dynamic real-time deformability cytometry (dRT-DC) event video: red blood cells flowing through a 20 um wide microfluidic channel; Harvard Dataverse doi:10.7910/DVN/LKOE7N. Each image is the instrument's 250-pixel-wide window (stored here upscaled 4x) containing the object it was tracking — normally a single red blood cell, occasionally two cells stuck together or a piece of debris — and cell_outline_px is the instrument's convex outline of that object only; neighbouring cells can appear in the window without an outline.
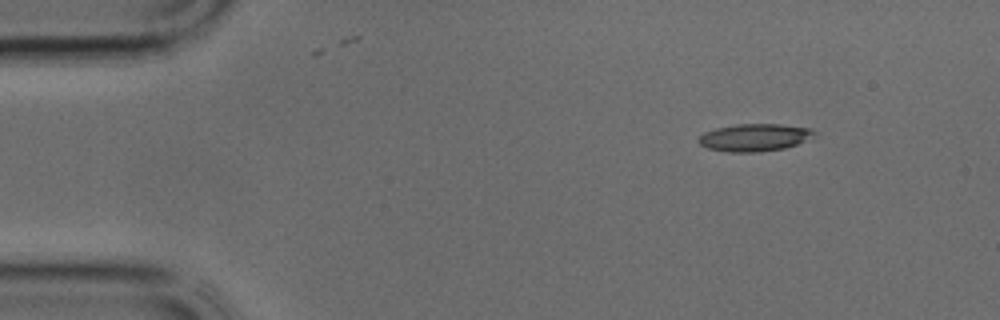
{"species": "common noctule bat (a hibernating species)", "species_latin": "Nyctalus noctula", "temperature_condition": "cold", "stored_images_in_passage": 34, "camera_frame_rate_fps": 3000, "um_per_image_px": 0.085, "animal": {"sex": "male", "body_mass_g": 17.9, "forearm_length_mm": 54.2}, "frame": {"image": 1, "passage_image": 1, "time_ms": 0.0, "image_size_px": [1000, 320], "cell_outline_px": [[808, 132], [796, 144], [780, 148], [712, 148], [704, 144], [700, 140], [700, 136], [708, 132], [720, 128], [744, 124], [772, 124], [804, 128]], "centroid_in_image_um": [64.06, 11.6], "position_along_channel_um": 20.9, "area_um2": 15.26}}
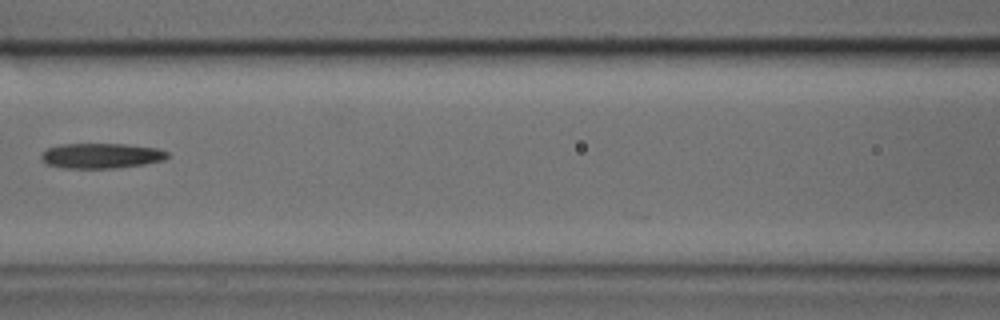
{"frame": {"image": 2, "passage_image": 13, "time_ms": 4.0, "image_size_px": [1000, 320], "cell_outline_px": [[168, 156], [160, 160], [136, 164], [100, 168], [80, 168], [52, 164], [44, 160], [44, 152], [48, 148], [72, 144], [112, 144], [152, 148], [164, 152]], "centroid_in_image_um": [8.57, 13.22], "position_along_channel_um": 158.0, "area_um2": 16.7}}
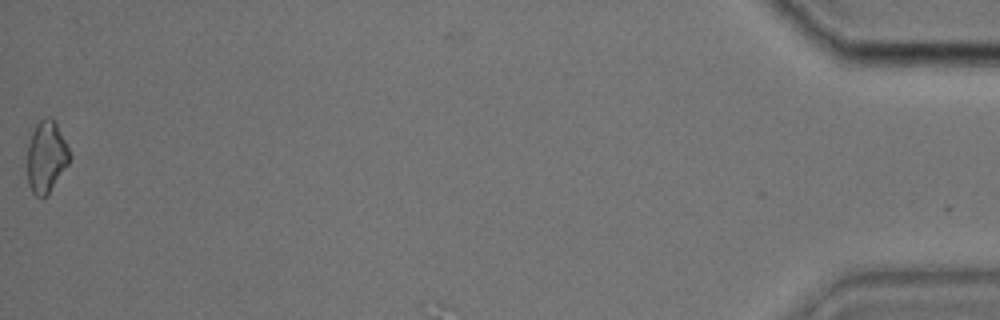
{"frame": {"image": 3, "passage_image": 34, "time_ms": 11.0, "image_size_px": [1000, 320], "cell_outline_px": [[68, 164], [48, 192], [44, 196], [32, 188], [28, 180], [28, 148], [32, 136], [36, 128], [40, 124], [52, 120], [56, 124], [68, 148]], "centroid_in_image_um": [3.95, 13.35], "position_along_channel_um": 431.3, "area_um2": 15.84}}